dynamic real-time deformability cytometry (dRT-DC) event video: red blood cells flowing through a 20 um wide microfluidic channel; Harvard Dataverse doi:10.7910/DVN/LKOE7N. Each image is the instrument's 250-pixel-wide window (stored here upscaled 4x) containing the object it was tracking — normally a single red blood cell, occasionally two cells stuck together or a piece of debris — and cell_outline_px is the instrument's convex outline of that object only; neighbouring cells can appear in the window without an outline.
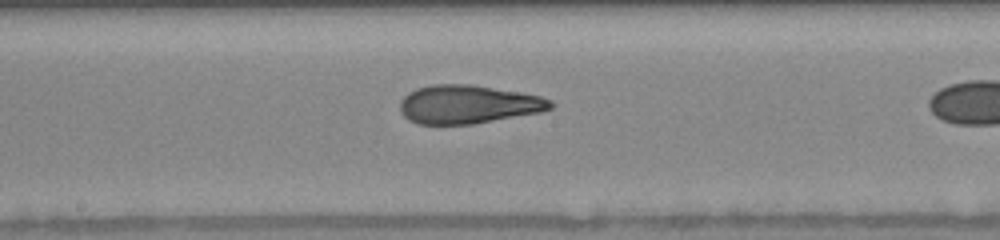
{"species": "human", "species_latin": "Homo sapiens", "temperature_condition": "warm", "stored_images_in_passage": 36, "camera_frame_rate_fps": 3000, "um_per_image_px": 0.085, "donor": {"sex": "female"}, "frame": {"image": 1, "passage_image": 23, "time_ms": 7.333, "image_size_px": [1000, 240], "cell_outline_px": [[552, 108], [540, 112], [472, 124], [416, 124], [408, 120], [400, 112], [400, 100], [408, 92], [416, 88], [432, 84], [472, 84], [520, 92], [540, 96], [552, 100]], "centroid_in_image_um": [39.75, 8.86], "position_along_channel_um": 208.5, "area_um2": 33.87}}
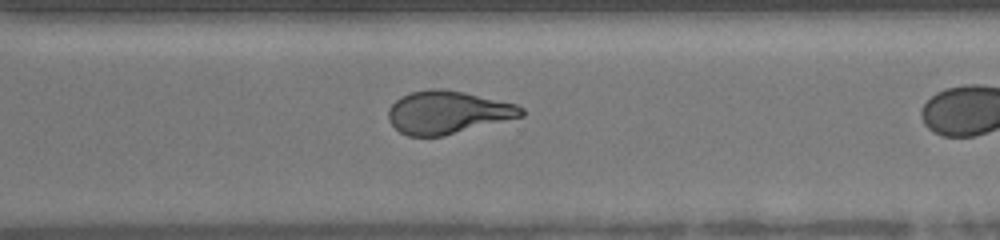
{"frame": {"image": 2, "passage_image": 32, "time_ms": 10.333, "image_size_px": [1000, 240], "cell_outline_px": [[524, 116], [444, 136], [408, 136], [400, 132], [388, 120], [388, 108], [400, 96], [412, 92], [428, 88], [440, 88], [464, 92], [516, 104], [524, 108]], "centroid_in_image_um": [38.04, 9.55], "position_along_channel_um": 332.6, "area_um2": 33.29}}
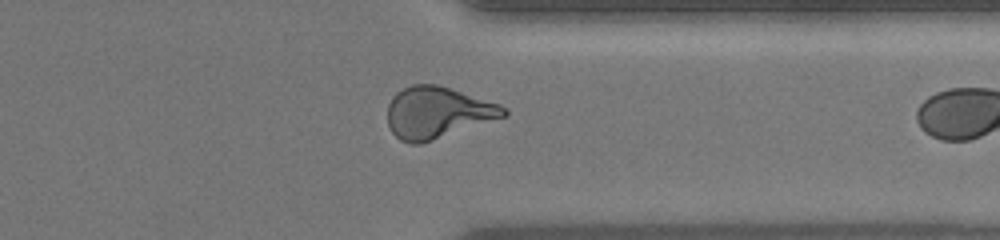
{"frame": {"image": 3, "passage_image": 35, "time_ms": 11.333, "image_size_px": [1000, 240], "cell_outline_px": [[508, 112], [504, 116], [420, 144], [412, 144], [400, 140], [392, 132], [388, 124], [388, 104], [392, 96], [396, 92], [412, 84], [436, 84], [500, 104], [508, 108]], "centroid_in_image_um": [37.15, 9.56], "position_along_channel_um": 374.3, "area_um2": 34.45}}